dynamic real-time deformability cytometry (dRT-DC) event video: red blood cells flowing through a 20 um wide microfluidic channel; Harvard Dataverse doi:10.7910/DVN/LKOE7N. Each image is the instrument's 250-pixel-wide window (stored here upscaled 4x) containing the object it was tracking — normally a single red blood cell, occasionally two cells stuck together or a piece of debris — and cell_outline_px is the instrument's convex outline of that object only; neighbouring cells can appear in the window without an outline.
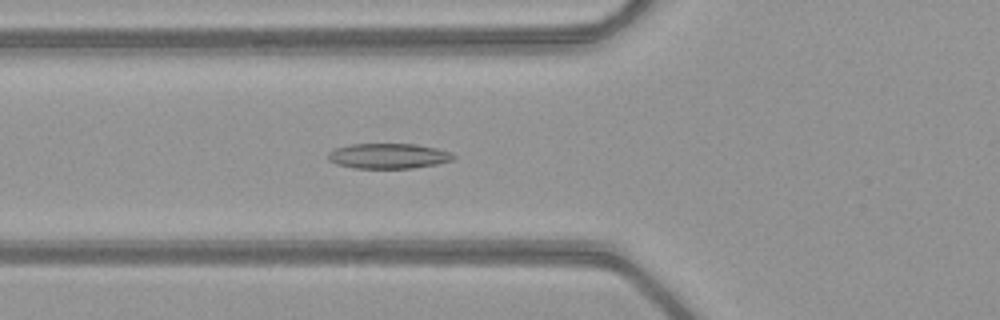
{"species": "common noctule bat (a hibernating species)", "species_latin": "Nyctalus noctula", "temperature_condition": "warm", "stored_images_in_passage": 51, "camera_frame_rate_fps": 3000, "um_per_image_px": 0.085, "animal": {"sex": "female", "body_mass_g": 21.9}, "frame": {"image": 1, "passage_image": 19, "time_ms": 6.0, "image_size_px": [1000, 320], "cell_outline_px": [[456, 156], [452, 160], [436, 164], [412, 168], [352, 168], [336, 164], [328, 160], [328, 152], [336, 148], [352, 144], [416, 144], [436, 148], [452, 152]], "centroid_in_image_um": [33.01, 13.26], "position_along_channel_um": 92.8, "area_um2": 18.44}}
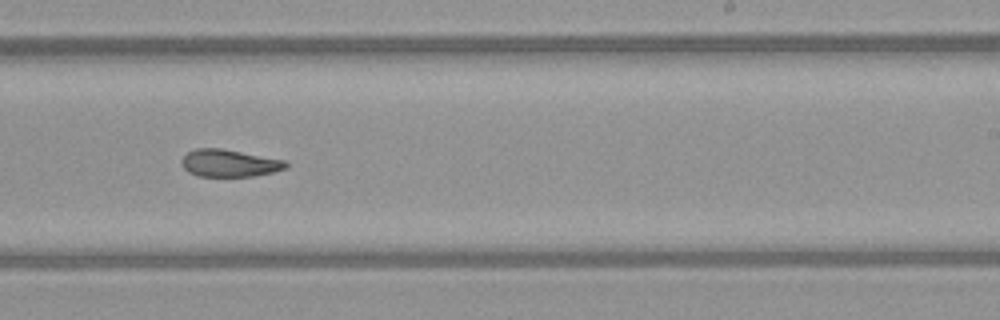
{"frame": {"image": 2, "passage_image": 32, "time_ms": 10.333, "image_size_px": [1000, 320], "cell_outline_px": [[288, 168], [272, 172], [252, 176], [196, 176], [188, 172], [180, 164], [180, 160], [188, 152], [196, 148], [220, 148], [284, 160], [288, 164]], "centroid_in_image_um": [19.45, 13.87], "position_along_channel_um": 269.5, "area_um2": 16.53}}
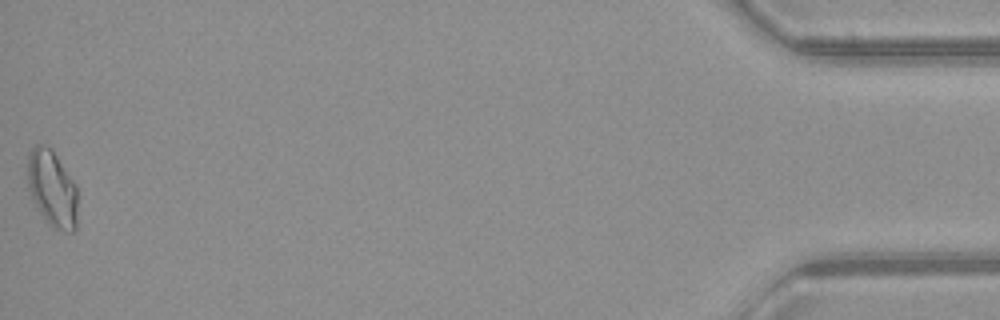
{"frame": {"image": 3, "passage_image": 51, "time_ms": 16.667, "image_size_px": [1000, 320], "cell_outline_px": [[76, 228], [72, 232], [64, 232], [48, 224], [44, 220], [32, 200], [28, 188], [28, 152], [36, 144], [40, 144], [52, 148], [72, 180], [76, 188]], "centroid_in_image_um": [4.4, 16.04], "position_along_channel_um": 430.8, "area_um2": 22.25}, "authors_computed_cell_mechanics": {"area_um2": 18.3804, "velocity_mm_per_s": 4.055, "shape_relaxation_time_tau1_ms": null, "shape_relaxation_time_tau2_ms": 5.9296, "deformation_change_tau1": null, "deformation_change_tau2": 0.144}}